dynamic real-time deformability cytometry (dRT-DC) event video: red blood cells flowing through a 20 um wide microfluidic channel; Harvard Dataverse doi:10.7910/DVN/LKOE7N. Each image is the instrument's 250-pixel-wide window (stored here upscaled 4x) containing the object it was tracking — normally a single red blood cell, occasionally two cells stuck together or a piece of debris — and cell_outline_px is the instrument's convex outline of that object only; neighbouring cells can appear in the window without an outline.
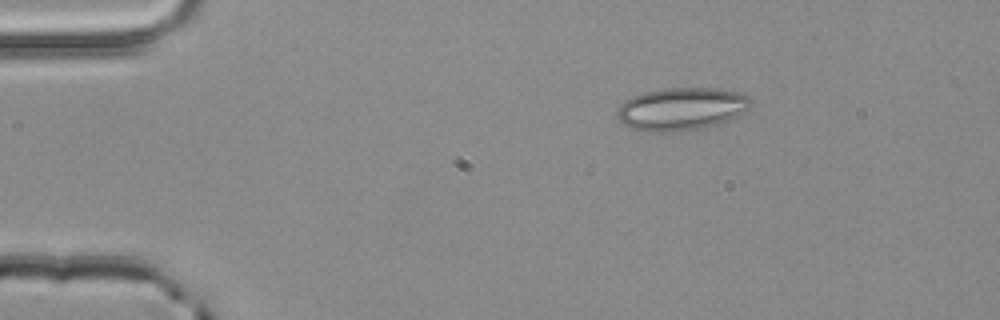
{"species": "common noctule bat (a hibernating species)", "species_latin": "Nyctalus noctula", "temperature_condition": "room temperature", "stored_images_in_passage": 2, "camera_frame_rate_fps": 3000, "um_per_image_px": 0.085, "animal": {"sex": "male", "body_mass_g": 20.4}, "frame": {"image": 1, "passage_image": 1, "time_ms": 0.0, "image_size_px": [1000, 320], "cell_outline_px": [[752, 104], [748, 108], [724, 124], [668, 132], [652, 132], [632, 128], [624, 124], [616, 116], [616, 108], [620, 104], [632, 96], [644, 92], [664, 88], [716, 88], [740, 92], [748, 96], [752, 100]], "centroid_in_image_um": [57.93, 9.25], "position_along_channel_um": 27.1, "area_um2": 33.41}}